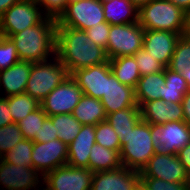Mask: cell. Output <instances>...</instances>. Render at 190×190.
Returning a JSON list of instances; mask_svg holds the SVG:
<instances>
[{"mask_svg":"<svg viewBox=\"0 0 190 190\" xmlns=\"http://www.w3.org/2000/svg\"><path fill=\"white\" fill-rule=\"evenodd\" d=\"M184 35L190 38V11L186 13V27Z\"/></svg>","mask_w":190,"mask_h":190,"instance_id":"obj_48","label":"cell"},{"mask_svg":"<svg viewBox=\"0 0 190 190\" xmlns=\"http://www.w3.org/2000/svg\"><path fill=\"white\" fill-rule=\"evenodd\" d=\"M85 32L92 42L96 43L106 52L110 32V24L108 22L98 23L96 26L85 30Z\"/></svg>","mask_w":190,"mask_h":190,"instance_id":"obj_38","label":"cell"},{"mask_svg":"<svg viewBox=\"0 0 190 190\" xmlns=\"http://www.w3.org/2000/svg\"><path fill=\"white\" fill-rule=\"evenodd\" d=\"M32 167L44 177L57 167L67 165L68 146L59 139L33 142Z\"/></svg>","mask_w":190,"mask_h":190,"instance_id":"obj_13","label":"cell"},{"mask_svg":"<svg viewBox=\"0 0 190 190\" xmlns=\"http://www.w3.org/2000/svg\"><path fill=\"white\" fill-rule=\"evenodd\" d=\"M23 139L18 123L0 127V153L4 155Z\"/></svg>","mask_w":190,"mask_h":190,"instance_id":"obj_34","label":"cell"},{"mask_svg":"<svg viewBox=\"0 0 190 190\" xmlns=\"http://www.w3.org/2000/svg\"><path fill=\"white\" fill-rule=\"evenodd\" d=\"M176 155L180 162L185 166L186 172L190 178V142L181 148Z\"/></svg>","mask_w":190,"mask_h":190,"instance_id":"obj_44","label":"cell"},{"mask_svg":"<svg viewBox=\"0 0 190 190\" xmlns=\"http://www.w3.org/2000/svg\"><path fill=\"white\" fill-rule=\"evenodd\" d=\"M43 177L33 167L0 163V190H38Z\"/></svg>","mask_w":190,"mask_h":190,"instance_id":"obj_14","label":"cell"},{"mask_svg":"<svg viewBox=\"0 0 190 190\" xmlns=\"http://www.w3.org/2000/svg\"><path fill=\"white\" fill-rule=\"evenodd\" d=\"M48 115L43 111L40 106L33 112L29 113L26 117L21 119L18 124L24 139L34 140L42 128L44 120Z\"/></svg>","mask_w":190,"mask_h":190,"instance_id":"obj_32","label":"cell"},{"mask_svg":"<svg viewBox=\"0 0 190 190\" xmlns=\"http://www.w3.org/2000/svg\"><path fill=\"white\" fill-rule=\"evenodd\" d=\"M184 113V121L190 126V92H187L181 102Z\"/></svg>","mask_w":190,"mask_h":190,"instance_id":"obj_45","label":"cell"},{"mask_svg":"<svg viewBox=\"0 0 190 190\" xmlns=\"http://www.w3.org/2000/svg\"><path fill=\"white\" fill-rule=\"evenodd\" d=\"M110 70L111 66L108 60L105 63L78 69L71 76L83 91V95L101 99L106 93L107 73Z\"/></svg>","mask_w":190,"mask_h":190,"instance_id":"obj_15","label":"cell"},{"mask_svg":"<svg viewBox=\"0 0 190 190\" xmlns=\"http://www.w3.org/2000/svg\"><path fill=\"white\" fill-rule=\"evenodd\" d=\"M181 35L163 30H145L143 49L168 67Z\"/></svg>","mask_w":190,"mask_h":190,"instance_id":"obj_17","label":"cell"},{"mask_svg":"<svg viewBox=\"0 0 190 190\" xmlns=\"http://www.w3.org/2000/svg\"><path fill=\"white\" fill-rule=\"evenodd\" d=\"M20 0H0V17L5 11H7L12 5Z\"/></svg>","mask_w":190,"mask_h":190,"instance_id":"obj_47","label":"cell"},{"mask_svg":"<svg viewBox=\"0 0 190 190\" xmlns=\"http://www.w3.org/2000/svg\"><path fill=\"white\" fill-rule=\"evenodd\" d=\"M68 76L66 66L59 61L57 55L45 61L32 62L25 93L41 103Z\"/></svg>","mask_w":190,"mask_h":190,"instance_id":"obj_5","label":"cell"},{"mask_svg":"<svg viewBox=\"0 0 190 190\" xmlns=\"http://www.w3.org/2000/svg\"><path fill=\"white\" fill-rule=\"evenodd\" d=\"M33 141L23 139L3 155V161L22 167H32Z\"/></svg>","mask_w":190,"mask_h":190,"instance_id":"obj_31","label":"cell"},{"mask_svg":"<svg viewBox=\"0 0 190 190\" xmlns=\"http://www.w3.org/2000/svg\"><path fill=\"white\" fill-rule=\"evenodd\" d=\"M144 33V28L138 22L110 25L106 48L108 60L122 56H133L143 48Z\"/></svg>","mask_w":190,"mask_h":190,"instance_id":"obj_8","label":"cell"},{"mask_svg":"<svg viewBox=\"0 0 190 190\" xmlns=\"http://www.w3.org/2000/svg\"><path fill=\"white\" fill-rule=\"evenodd\" d=\"M13 123L8 106V97H3L0 93V127Z\"/></svg>","mask_w":190,"mask_h":190,"instance_id":"obj_43","label":"cell"},{"mask_svg":"<svg viewBox=\"0 0 190 190\" xmlns=\"http://www.w3.org/2000/svg\"><path fill=\"white\" fill-rule=\"evenodd\" d=\"M105 21L110 25L138 22L139 9L130 0L102 2Z\"/></svg>","mask_w":190,"mask_h":190,"instance_id":"obj_22","label":"cell"},{"mask_svg":"<svg viewBox=\"0 0 190 190\" xmlns=\"http://www.w3.org/2000/svg\"><path fill=\"white\" fill-rule=\"evenodd\" d=\"M140 177H153L172 183L190 182L185 166L177 155L159 150L142 169Z\"/></svg>","mask_w":190,"mask_h":190,"instance_id":"obj_10","label":"cell"},{"mask_svg":"<svg viewBox=\"0 0 190 190\" xmlns=\"http://www.w3.org/2000/svg\"><path fill=\"white\" fill-rule=\"evenodd\" d=\"M138 9L143 6L148 4L151 0H130Z\"/></svg>","mask_w":190,"mask_h":190,"instance_id":"obj_49","label":"cell"},{"mask_svg":"<svg viewBox=\"0 0 190 190\" xmlns=\"http://www.w3.org/2000/svg\"><path fill=\"white\" fill-rule=\"evenodd\" d=\"M140 107H130L124 110L107 114L106 121L113 127L120 141L133 130L134 126L141 120Z\"/></svg>","mask_w":190,"mask_h":190,"instance_id":"obj_27","label":"cell"},{"mask_svg":"<svg viewBox=\"0 0 190 190\" xmlns=\"http://www.w3.org/2000/svg\"><path fill=\"white\" fill-rule=\"evenodd\" d=\"M143 121L162 125L171 121H184V113L181 102L165 103L162 99L146 102L141 108Z\"/></svg>","mask_w":190,"mask_h":190,"instance_id":"obj_19","label":"cell"},{"mask_svg":"<svg viewBox=\"0 0 190 190\" xmlns=\"http://www.w3.org/2000/svg\"><path fill=\"white\" fill-rule=\"evenodd\" d=\"M138 23L144 30H163L184 34L186 13L167 0H151L138 11Z\"/></svg>","mask_w":190,"mask_h":190,"instance_id":"obj_4","label":"cell"},{"mask_svg":"<svg viewBox=\"0 0 190 190\" xmlns=\"http://www.w3.org/2000/svg\"><path fill=\"white\" fill-rule=\"evenodd\" d=\"M31 66L30 61H19L0 71V92L3 90V97L25 93Z\"/></svg>","mask_w":190,"mask_h":190,"instance_id":"obj_20","label":"cell"},{"mask_svg":"<svg viewBox=\"0 0 190 190\" xmlns=\"http://www.w3.org/2000/svg\"><path fill=\"white\" fill-rule=\"evenodd\" d=\"M8 106L13 122L18 123L29 113L39 108L40 102L27 93H20L8 96Z\"/></svg>","mask_w":190,"mask_h":190,"instance_id":"obj_29","label":"cell"},{"mask_svg":"<svg viewBox=\"0 0 190 190\" xmlns=\"http://www.w3.org/2000/svg\"><path fill=\"white\" fill-rule=\"evenodd\" d=\"M133 56L138 64L139 73L141 76L162 72L166 68L143 48L138 50Z\"/></svg>","mask_w":190,"mask_h":190,"instance_id":"obj_35","label":"cell"},{"mask_svg":"<svg viewBox=\"0 0 190 190\" xmlns=\"http://www.w3.org/2000/svg\"><path fill=\"white\" fill-rule=\"evenodd\" d=\"M146 190H190V182L172 183L153 177H140Z\"/></svg>","mask_w":190,"mask_h":190,"instance_id":"obj_37","label":"cell"},{"mask_svg":"<svg viewBox=\"0 0 190 190\" xmlns=\"http://www.w3.org/2000/svg\"><path fill=\"white\" fill-rule=\"evenodd\" d=\"M187 92H188V89L168 88L164 83L163 95H161V99L165 103L182 102L183 97Z\"/></svg>","mask_w":190,"mask_h":190,"instance_id":"obj_42","label":"cell"},{"mask_svg":"<svg viewBox=\"0 0 190 190\" xmlns=\"http://www.w3.org/2000/svg\"><path fill=\"white\" fill-rule=\"evenodd\" d=\"M19 61L15 44L10 38L0 35V71Z\"/></svg>","mask_w":190,"mask_h":190,"instance_id":"obj_36","label":"cell"},{"mask_svg":"<svg viewBox=\"0 0 190 190\" xmlns=\"http://www.w3.org/2000/svg\"><path fill=\"white\" fill-rule=\"evenodd\" d=\"M57 27H70L85 31L98 23L105 22L100 0L70 1L56 19Z\"/></svg>","mask_w":190,"mask_h":190,"instance_id":"obj_6","label":"cell"},{"mask_svg":"<svg viewBox=\"0 0 190 190\" xmlns=\"http://www.w3.org/2000/svg\"><path fill=\"white\" fill-rule=\"evenodd\" d=\"M82 96L83 91L69 75L44 98L40 106L48 116L72 114Z\"/></svg>","mask_w":190,"mask_h":190,"instance_id":"obj_9","label":"cell"},{"mask_svg":"<svg viewBox=\"0 0 190 190\" xmlns=\"http://www.w3.org/2000/svg\"><path fill=\"white\" fill-rule=\"evenodd\" d=\"M93 172L87 168L57 167L43 177V187L47 190H90Z\"/></svg>","mask_w":190,"mask_h":190,"instance_id":"obj_11","label":"cell"},{"mask_svg":"<svg viewBox=\"0 0 190 190\" xmlns=\"http://www.w3.org/2000/svg\"><path fill=\"white\" fill-rule=\"evenodd\" d=\"M95 142L105 148L116 150L120 154L119 136L107 121L99 122L95 125Z\"/></svg>","mask_w":190,"mask_h":190,"instance_id":"obj_33","label":"cell"},{"mask_svg":"<svg viewBox=\"0 0 190 190\" xmlns=\"http://www.w3.org/2000/svg\"><path fill=\"white\" fill-rule=\"evenodd\" d=\"M100 100L106 115L130 107H139L135 97V88L121 84L112 70L107 73L106 93Z\"/></svg>","mask_w":190,"mask_h":190,"instance_id":"obj_16","label":"cell"},{"mask_svg":"<svg viewBox=\"0 0 190 190\" xmlns=\"http://www.w3.org/2000/svg\"><path fill=\"white\" fill-rule=\"evenodd\" d=\"M42 12L49 17L57 19L65 10L68 0H36Z\"/></svg>","mask_w":190,"mask_h":190,"instance_id":"obj_39","label":"cell"},{"mask_svg":"<svg viewBox=\"0 0 190 190\" xmlns=\"http://www.w3.org/2000/svg\"><path fill=\"white\" fill-rule=\"evenodd\" d=\"M101 2H109V1H111V0H100Z\"/></svg>","mask_w":190,"mask_h":190,"instance_id":"obj_53","label":"cell"},{"mask_svg":"<svg viewBox=\"0 0 190 190\" xmlns=\"http://www.w3.org/2000/svg\"><path fill=\"white\" fill-rule=\"evenodd\" d=\"M181 74L185 78L188 85V92H190V71H182Z\"/></svg>","mask_w":190,"mask_h":190,"instance_id":"obj_50","label":"cell"},{"mask_svg":"<svg viewBox=\"0 0 190 190\" xmlns=\"http://www.w3.org/2000/svg\"><path fill=\"white\" fill-rule=\"evenodd\" d=\"M45 17L36 0H20L0 17V35L9 38L12 34L35 26Z\"/></svg>","mask_w":190,"mask_h":190,"instance_id":"obj_7","label":"cell"},{"mask_svg":"<svg viewBox=\"0 0 190 190\" xmlns=\"http://www.w3.org/2000/svg\"><path fill=\"white\" fill-rule=\"evenodd\" d=\"M38 190H47L46 188H44L43 186L40 188V189H38Z\"/></svg>","mask_w":190,"mask_h":190,"instance_id":"obj_54","label":"cell"},{"mask_svg":"<svg viewBox=\"0 0 190 190\" xmlns=\"http://www.w3.org/2000/svg\"><path fill=\"white\" fill-rule=\"evenodd\" d=\"M111 70L121 84L136 88L141 78L134 56H122L109 59Z\"/></svg>","mask_w":190,"mask_h":190,"instance_id":"obj_26","label":"cell"},{"mask_svg":"<svg viewBox=\"0 0 190 190\" xmlns=\"http://www.w3.org/2000/svg\"><path fill=\"white\" fill-rule=\"evenodd\" d=\"M48 118L55 126L58 139L63 141L67 146L74 140L82 127V124L73 114H59L48 116Z\"/></svg>","mask_w":190,"mask_h":190,"instance_id":"obj_28","label":"cell"},{"mask_svg":"<svg viewBox=\"0 0 190 190\" xmlns=\"http://www.w3.org/2000/svg\"><path fill=\"white\" fill-rule=\"evenodd\" d=\"M95 143V125H82L80 132L68 145L67 165L88 169L90 151Z\"/></svg>","mask_w":190,"mask_h":190,"instance_id":"obj_21","label":"cell"},{"mask_svg":"<svg viewBox=\"0 0 190 190\" xmlns=\"http://www.w3.org/2000/svg\"><path fill=\"white\" fill-rule=\"evenodd\" d=\"M73 116L82 125H97L106 121V113L100 99L83 95L73 111Z\"/></svg>","mask_w":190,"mask_h":190,"instance_id":"obj_24","label":"cell"},{"mask_svg":"<svg viewBox=\"0 0 190 190\" xmlns=\"http://www.w3.org/2000/svg\"><path fill=\"white\" fill-rule=\"evenodd\" d=\"M55 126L52 124V121L47 117L42 125V128L39 130L38 136L35 137L33 142H48L55 139H58L56 134Z\"/></svg>","mask_w":190,"mask_h":190,"instance_id":"obj_41","label":"cell"},{"mask_svg":"<svg viewBox=\"0 0 190 190\" xmlns=\"http://www.w3.org/2000/svg\"><path fill=\"white\" fill-rule=\"evenodd\" d=\"M140 182V172L124 166L93 173L90 190H132Z\"/></svg>","mask_w":190,"mask_h":190,"instance_id":"obj_18","label":"cell"},{"mask_svg":"<svg viewBox=\"0 0 190 190\" xmlns=\"http://www.w3.org/2000/svg\"><path fill=\"white\" fill-rule=\"evenodd\" d=\"M164 83V71L141 76L135 88L137 105L141 108L146 102L161 99Z\"/></svg>","mask_w":190,"mask_h":190,"instance_id":"obj_23","label":"cell"},{"mask_svg":"<svg viewBox=\"0 0 190 190\" xmlns=\"http://www.w3.org/2000/svg\"><path fill=\"white\" fill-rule=\"evenodd\" d=\"M153 144L160 152L177 154L190 142V126L185 121H171L162 125L150 124Z\"/></svg>","mask_w":190,"mask_h":190,"instance_id":"obj_12","label":"cell"},{"mask_svg":"<svg viewBox=\"0 0 190 190\" xmlns=\"http://www.w3.org/2000/svg\"><path fill=\"white\" fill-rule=\"evenodd\" d=\"M57 21L46 16L40 23L12 34L20 61L40 62L56 56Z\"/></svg>","mask_w":190,"mask_h":190,"instance_id":"obj_2","label":"cell"},{"mask_svg":"<svg viewBox=\"0 0 190 190\" xmlns=\"http://www.w3.org/2000/svg\"><path fill=\"white\" fill-rule=\"evenodd\" d=\"M3 161V155L0 153V163Z\"/></svg>","mask_w":190,"mask_h":190,"instance_id":"obj_52","label":"cell"},{"mask_svg":"<svg viewBox=\"0 0 190 190\" xmlns=\"http://www.w3.org/2000/svg\"><path fill=\"white\" fill-rule=\"evenodd\" d=\"M56 55L69 75L108 61L105 50L92 42L85 31L70 27H56Z\"/></svg>","mask_w":190,"mask_h":190,"instance_id":"obj_1","label":"cell"},{"mask_svg":"<svg viewBox=\"0 0 190 190\" xmlns=\"http://www.w3.org/2000/svg\"><path fill=\"white\" fill-rule=\"evenodd\" d=\"M132 190H146L144 186L139 182Z\"/></svg>","mask_w":190,"mask_h":190,"instance_id":"obj_51","label":"cell"},{"mask_svg":"<svg viewBox=\"0 0 190 190\" xmlns=\"http://www.w3.org/2000/svg\"><path fill=\"white\" fill-rule=\"evenodd\" d=\"M167 68L178 73L190 71V38L186 35L180 36Z\"/></svg>","mask_w":190,"mask_h":190,"instance_id":"obj_30","label":"cell"},{"mask_svg":"<svg viewBox=\"0 0 190 190\" xmlns=\"http://www.w3.org/2000/svg\"><path fill=\"white\" fill-rule=\"evenodd\" d=\"M122 166L120 154L116 150L95 143L90 151L88 169L95 172L111 171Z\"/></svg>","mask_w":190,"mask_h":190,"instance_id":"obj_25","label":"cell"},{"mask_svg":"<svg viewBox=\"0 0 190 190\" xmlns=\"http://www.w3.org/2000/svg\"><path fill=\"white\" fill-rule=\"evenodd\" d=\"M172 2L176 7L182 9L185 13L190 11V0H167Z\"/></svg>","mask_w":190,"mask_h":190,"instance_id":"obj_46","label":"cell"},{"mask_svg":"<svg viewBox=\"0 0 190 190\" xmlns=\"http://www.w3.org/2000/svg\"><path fill=\"white\" fill-rule=\"evenodd\" d=\"M165 85L173 89H188L187 82L181 73L171 71L169 68L164 69Z\"/></svg>","mask_w":190,"mask_h":190,"instance_id":"obj_40","label":"cell"},{"mask_svg":"<svg viewBox=\"0 0 190 190\" xmlns=\"http://www.w3.org/2000/svg\"><path fill=\"white\" fill-rule=\"evenodd\" d=\"M122 166L141 172L150 158L158 151L151 138L150 124L142 119L120 141Z\"/></svg>","mask_w":190,"mask_h":190,"instance_id":"obj_3","label":"cell"}]
</instances>
